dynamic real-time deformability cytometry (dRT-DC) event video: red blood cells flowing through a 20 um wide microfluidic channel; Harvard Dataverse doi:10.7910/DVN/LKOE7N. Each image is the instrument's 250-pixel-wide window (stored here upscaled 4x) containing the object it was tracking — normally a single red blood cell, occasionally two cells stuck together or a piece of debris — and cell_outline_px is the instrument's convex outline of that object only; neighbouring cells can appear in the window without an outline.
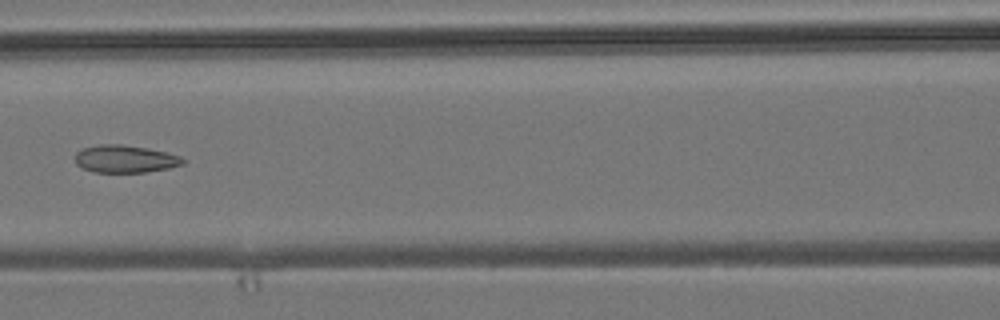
{"species": "common noctule bat (a hibernating species)", "species_latin": "Nyctalus noctula", "temperature_condition": "room temperature", "stored_images_in_passage": 5, "camera_frame_rate_fps": 3000, "um_per_image_px": 0.085, "animal": {"sex": "male", "body_mass_g": 19.2, "forearm_length_mm": 51.8}, "frame": {"image": 1, "passage_image": 5, "time_ms": 4.333, "image_size_px": [1000, 320], "cell_outline_px": [[188, 160], [184, 164], [168, 168], [144, 172], [92, 172], [76, 164], [76, 152], [84, 148], [100, 144], [120, 144], [148, 148], [168, 152], [180, 156]], "centroid_in_image_um": [10.68, 13.5], "position_along_channel_um": 155.9, "area_um2": 17.34}}